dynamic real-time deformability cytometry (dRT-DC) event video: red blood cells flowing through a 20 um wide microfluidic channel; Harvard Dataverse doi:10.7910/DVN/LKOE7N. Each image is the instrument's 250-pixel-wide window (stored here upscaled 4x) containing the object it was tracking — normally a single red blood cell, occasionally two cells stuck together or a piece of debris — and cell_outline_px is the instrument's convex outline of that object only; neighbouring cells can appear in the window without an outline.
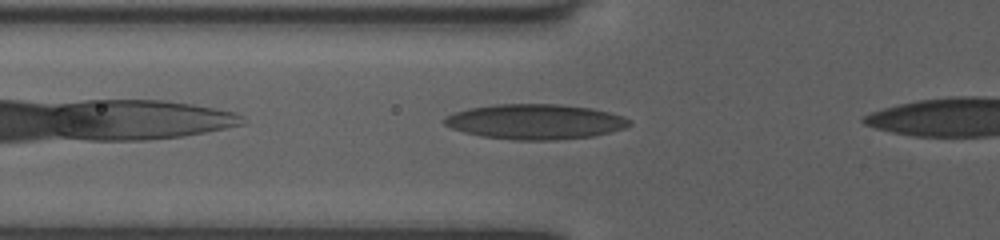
{"species": "human", "species_latin": "Homo sapiens", "temperature_condition": "room temperature", "stored_images_in_passage": 30, "camera_frame_rate_fps": 3000, "um_per_image_px": 0.085, "donor": {"sex": "female"}, "frame": {"image": 1, "passage_image": 3, "time_ms": 0.667, "image_size_px": [1000, 240], "cell_outline_px": [[632, 124], [624, 128], [592, 136], [556, 140], [512, 140], [480, 136], [464, 132], [452, 128], [444, 124], [444, 120], [448, 116], [456, 112], [468, 108], [496, 104], [556, 104], [592, 108], [624, 116], [632, 120]], "centroid_in_image_um": [45.51, 10.34], "position_along_channel_um": 80.3, "area_um2": 37.8}}
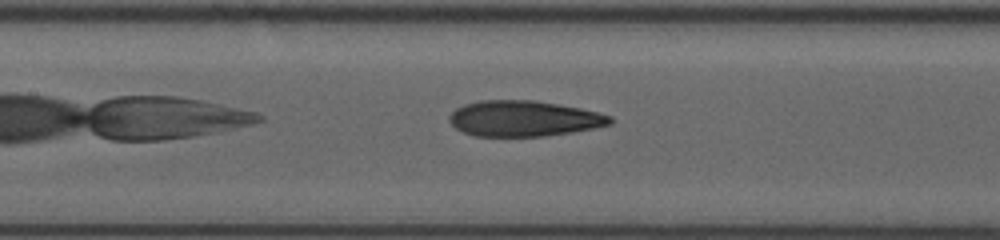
{"frame": {"image": 2, "passage_image": 9, "time_ms": 2.667, "image_size_px": [1000, 240], "cell_outline_px": [[612, 124], [572, 132], [544, 136], [476, 136], [464, 132], [456, 128], [448, 120], [448, 116], [456, 108], [464, 104], [480, 100], [536, 100], [580, 108], [612, 116]], "centroid_in_image_um": [44.5, 10.07], "position_along_channel_um": 162.9, "area_um2": 33.41}}
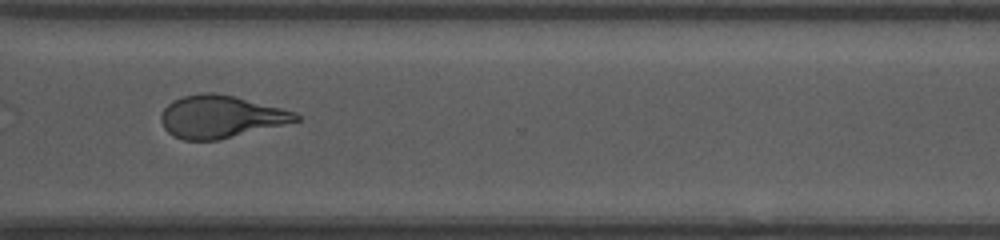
{"frame": {"image": 3, "passage_image": 23, "time_ms": 7.333, "image_size_px": [1000, 240], "cell_outline_px": [[300, 120], [216, 140], [184, 140], [172, 136], [164, 128], [160, 120], [160, 116], [164, 108], [172, 100], [184, 96], [200, 92], [216, 92], [296, 112], [300, 116]], "centroid_in_image_um": [18.68, 9.91], "position_along_channel_um": 351.9, "area_um2": 32.95}}